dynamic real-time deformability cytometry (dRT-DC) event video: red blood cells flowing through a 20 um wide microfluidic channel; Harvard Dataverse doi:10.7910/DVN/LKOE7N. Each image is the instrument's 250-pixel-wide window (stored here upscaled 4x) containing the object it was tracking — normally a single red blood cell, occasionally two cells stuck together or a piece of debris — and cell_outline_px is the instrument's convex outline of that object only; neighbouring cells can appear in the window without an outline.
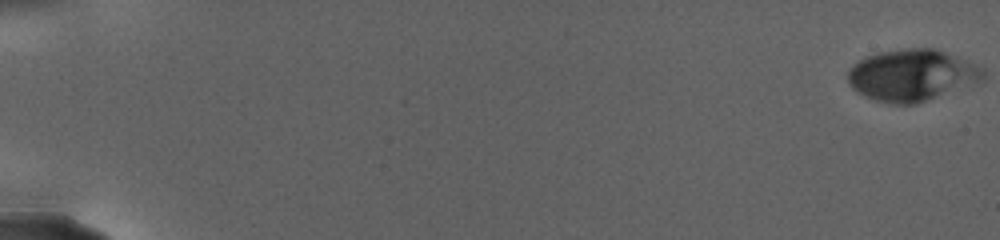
{"species": "human", "species_latin": "Homo sapiens", "temperature_condition": "warm", "stored_images_in_passage": 49, "camera_frame_rate_fps": 3000, "um_per_image_px": 0.085, "donor": {"sex": "female"}, "frame": {"image": 1, "passage_image": 1, "time_ms": 0.0, "image_size_px": [1000, 240], "cell_outline_px": [[984, 80], [916, 104], [892, 104], [876, 100], [864, 96], [852, 88], [848, 84], [848, 72], [860, 60], [868, 56], [880, 52], [908, 48], [932, 48], [944, 52], [984, 68]], "centroid_in_image_um": [77.51, 6.41], "position_along_channel_um": 7.5, "area_um2": 40.11}}
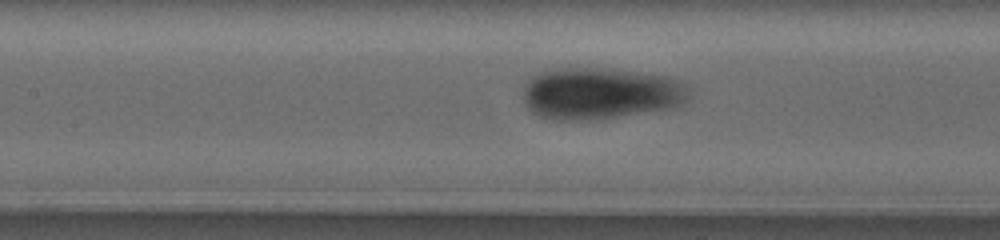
{"frame": {"image": 2, "passage_image": 28, "time_ms": 14.333, "image_size_px": [1000, 240], "cell_outline_px": [[692, 96], [684, 104], [676, 108], [596, 120], [552, 120], [540, 116], [532, 112], [524, 104], [524, 84], [532, 76], [540, 72], [552, 68], [612, 68], [668, 76], [688, 84]], "centroid_in_image_um": [51.09, 7.94], "position_along_channel_um": 156.3, "area_um2": 51.27}}
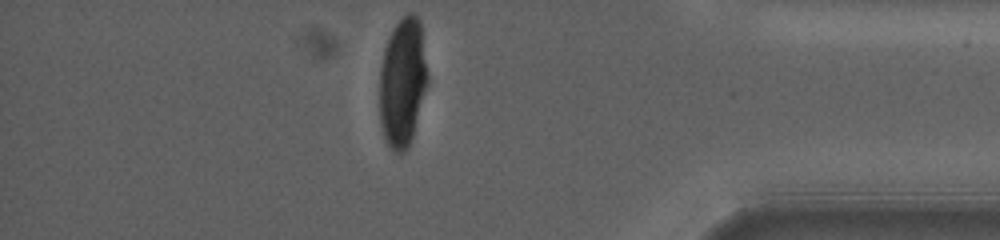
{"frame": {"image": 3, "passage_image": 49, "time_ms": 25.333, "image_size_px": [1000, 240], "cell_outline_px": [[428, 84], [412, 136], [408, 148], [404, 152], [396, 152], [384, 140], [380, 124], [380, 68], [384, 48], [388, 36], [392, 28], [408, 12], [412, 12], [420, 20], [428, 76]], "centroid_in_image_um": [34.21, 6.98], "position_along_channel_um": 401.0, "area_um2": 36.24}, "authors_computed_cell_mechanics": {"area_um2": 43.8124, "velocity_mm_per_s": 2.4622, "shape_relaxation_time_tau1_ms": 6.7648, "shape_relaxation_time_tau2_ms": 1.2908, "deformation_change_tau1": 0.1934, "deformation_change_tau2": 0.0512}}